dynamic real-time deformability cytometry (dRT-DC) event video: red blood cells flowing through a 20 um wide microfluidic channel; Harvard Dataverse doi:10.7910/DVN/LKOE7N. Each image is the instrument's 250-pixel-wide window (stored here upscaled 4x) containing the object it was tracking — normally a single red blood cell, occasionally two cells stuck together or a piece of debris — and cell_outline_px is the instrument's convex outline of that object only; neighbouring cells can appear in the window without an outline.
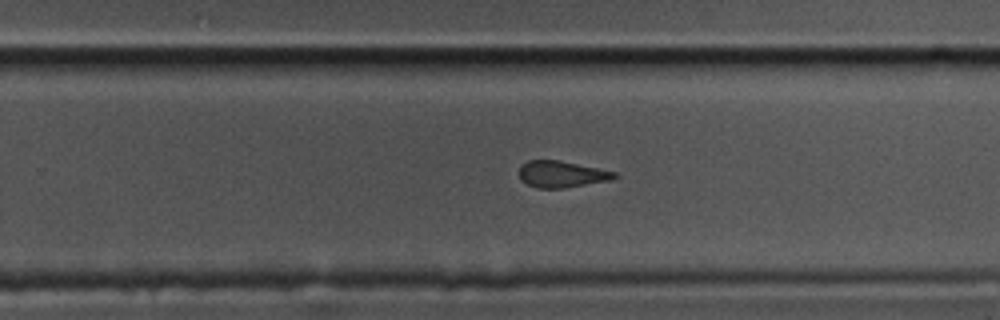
{"species": "common noctule bat (a hibernating species)", "species_latin": "Nyctalus noctula", "temperature_condition": "cold", "stored_images_in_passage": 39, "camera_frame_rate_fps": 3000, "um_per_image_px": 0.085, "animal": {"sex": "male", "body_mass_g": 17.5, "forearm_length_mm": 52.3}, "frame": {"image": 1, "passage_image": 23, "time_ms": 7.333, "image_size_px": [1000, 320], "cell_outline_px": [[620, 176], [612, 180], [564, 188], [536, 188], [520, 180], [520, 164], [528, 160], [560, 160], [616, 172]], "centroid_in_image_um": [47.75, 14.8], "position_along_channel_um": 282.1, "area_um2": 14.85}}
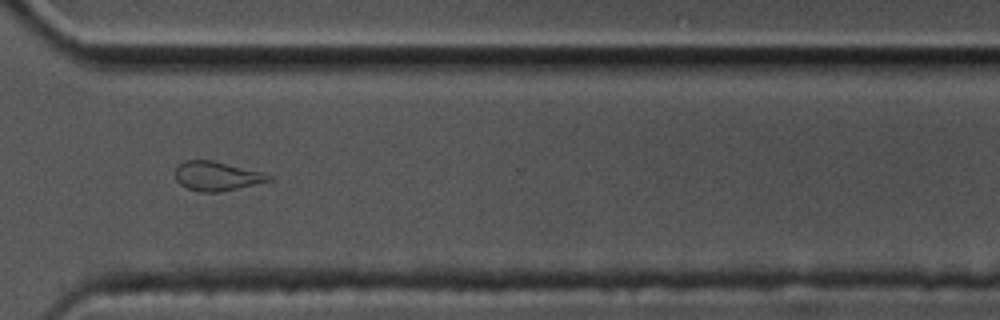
{"frame": {"image": 2, "passage_image": 29, "time_ms": 9.333, "image_size_px": [1000, 320], "cell_outline_px": [[272, 180], [220, 192], [200, 192], [188, 188], [180, 184], [176, 180], [176, 168], [184, 160], [212, 160], [264, 172], [272, 176]], "centroid_in_image_um": [18.44, 14.96], "position_along_channel_um": 352.2, "area_um2": 15.84}}
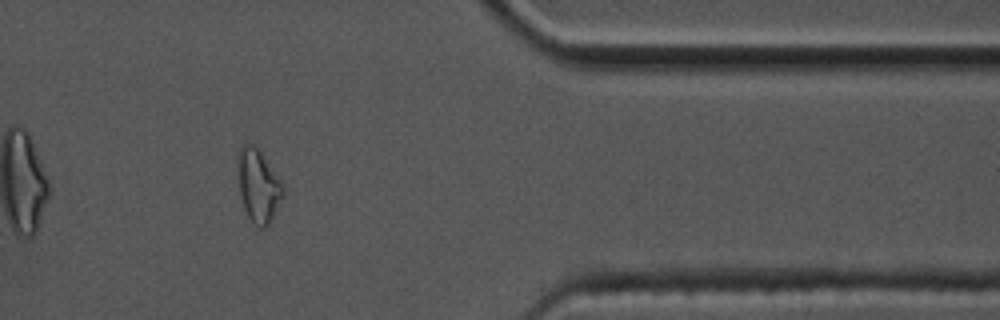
{"frame": {"image": 3, "passage_image": 34, "time_ms": 11.0, "image_size_px": [1000, 320], "cell_outline_px": [[284, 196], [268, 224], [264, 228], [260, 228], [252, 224], [244, 208], [240, 196], [240, 148], [244, 144], [252, 144], [260, 152], [284, 184]], "centroid_in_image_um": [22.01, 15.86], "position_along_channel_um": 389.4, "area_um2": 18.55}, "authors_computed_cell_mechanics": {"area_um2": 15.7216, "velocity_mm_per_s": 3.4957, "shape_relaxation_time_tau1_ms": 7.2467, "shape_relaxation_time_tau2_ms": 1.2818, "deformation_change_tau1": 0.1811, "deformation_change_tau2": 0.098}}